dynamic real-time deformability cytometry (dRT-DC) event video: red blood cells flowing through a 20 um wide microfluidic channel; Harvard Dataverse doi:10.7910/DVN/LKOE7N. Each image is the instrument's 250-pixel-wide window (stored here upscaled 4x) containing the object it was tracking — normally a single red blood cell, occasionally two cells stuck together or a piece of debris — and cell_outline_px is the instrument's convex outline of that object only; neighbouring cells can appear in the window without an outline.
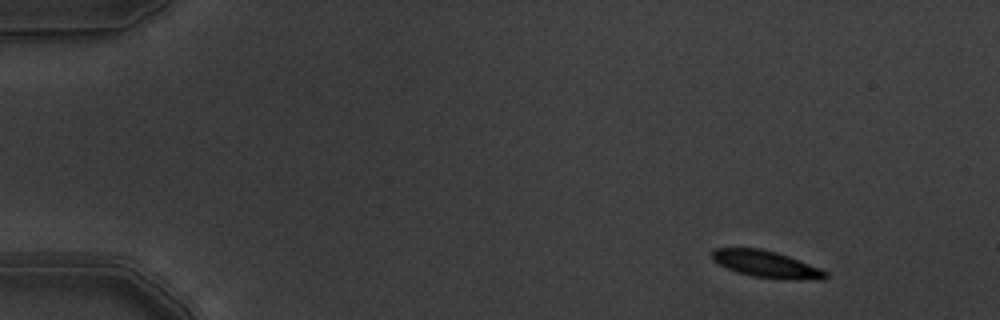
{"species": "common noctule bat (a hibernating species)", "species_latin": "Nyctalus noctula", "temperature_condition": "warm", "stored_images_in_passage": 6, "camera_frame_rate_fps": 3000, "um_per_image_px": 0.085, "animal": {"sex": "male", "body_mass_g": 19.5, "forearm_length_mm": 54.6}, "frame": {"image": 1, "passage_image": 1, "time_ms": 0.0, "image_size_px": [1000, 320], "cell_outline_px": [[828, 276], [824, 280], [788, 280], [752, 276], [736, 272], [712, 260], [712, 252], [716, 248], [760, 248], [776, 252], [788, 256], [820, 268], [828, 272]], "centroid_in_image_um": [65.19, 22.47], "position_along_channel_um": 19.8, "area_um2": 17.8}}
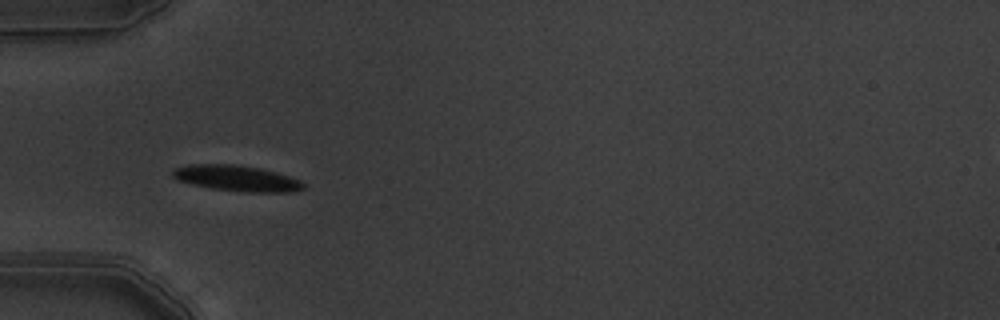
{"frame": {"image": 2, "passage_image": 4, "time_ms": 1.0, "image_size_px": [1000, 320], "cell_outline_px": [[304, 188], [292, 192], [244, 192], [212, 188], [192, 184], [176, 180], [172, 176], [172, 168], [192, 164], [232, 164], [260, 168], [276, 172], [300, 180], [304, 184]], "centroid_in_image_um": [20.09, 15.15], "position_along_channel_um": 64.9, "area_um2": 19.65}}
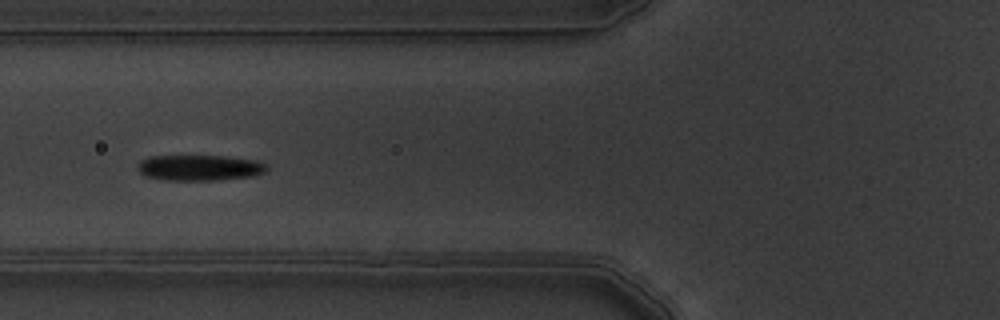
{"frame": {"image": 3, "passage_image": 5, "time_ms": 1.333, "image_size_px": [1000, 320], "cell_outline_px": [[268, 168], [264, 172], [252, 176], [216, 180], [164, 180], [144, 176], [136, 168], [136, 164], [140, 160], [148, 156], [228, 156], [256, 160], [268, 164]], "centroid_in_image_um": [16.93, 14.25], "position_along_channel_um": 108.9, "area_um2": 19.59}}